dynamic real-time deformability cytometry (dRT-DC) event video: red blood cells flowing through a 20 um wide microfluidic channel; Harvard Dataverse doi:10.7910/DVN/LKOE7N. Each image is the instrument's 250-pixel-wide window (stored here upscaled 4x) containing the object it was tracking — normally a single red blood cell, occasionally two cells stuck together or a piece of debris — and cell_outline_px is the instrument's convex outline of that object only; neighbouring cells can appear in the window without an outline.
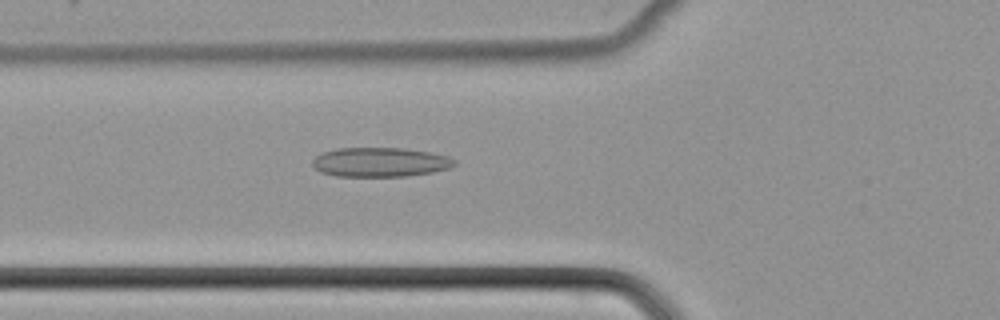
{"species": "common noctule bat (a hibernating species)", "species_latin": "Nyctalus noctula", "temperature_condition": "cold", "stored_images_in_passage": 46, "camera_frame_rate_fps": 3000, "um_per_image_px": 0.085, "animal": {"sex": "female", "body_mass_g": 22.7, "forearm_length_mm": 54.2}, "frame": {"image": 1, "passage_image": 14, "time_ms": 4.333, "image_size_px": [1000, 320], "cell_outline_px": [[456, 164], [448, 168], [432, 172], [404, 176], [336, 176], [320, 172], [312, 164], [312, 160], [316, 156], [324, 152], [336, 148], [404, 148], [428, 152], [448, 156], [456, 160]], "centroid_in_image_um": [32.3, 13.78], "position_along_channel_um": 93.5, "area_um2": 24.16}}
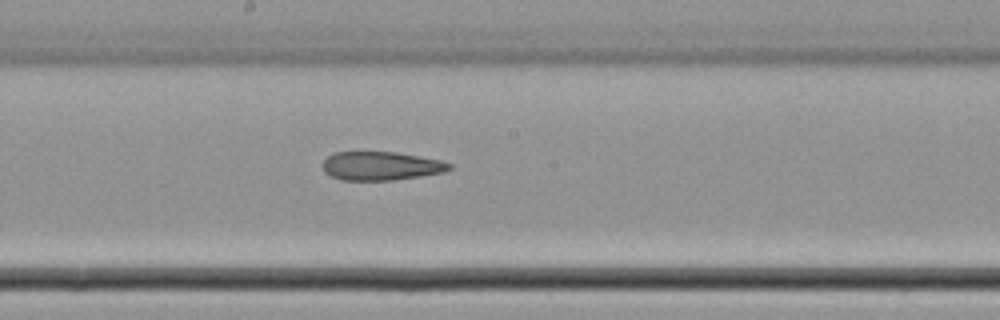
{"frame": {"image": 2, "passage_image": 23, "time_ms": 7.333, "image_size_px": [1000, 320], "cell_outline_px": [[452, 168], [444, 172], [420, 176], [392, 180], [340, 180], [324, 172], [320, 164], [332, 152], [396, 152], [440, 160], [452, 164]], "centroid_in_image_um": [32.34, 14.1], "position_along_channel_um": 215.9, "area_um2": 21.21}}
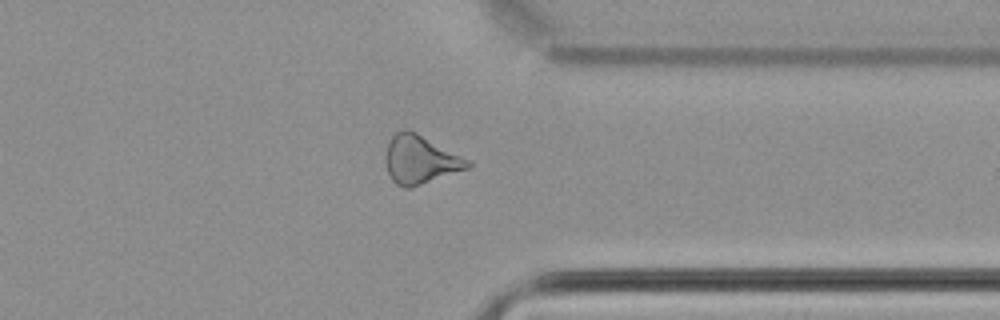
{"frame": {"image": 3, "passage_image": 35, "time_ms": 11.333, "image_size_px": [1000, 320], "cell_outline_px": [[472, 164], [468, 168], [408, 188], [404, 188], [396, 184], [392, 180], [388, 172], [384, 160], [384, 156], [388, 140], [396, 132], [404, 128], [408, 128], [472, 160]], "centroid_in_image_um": [35.7, 13.53], "position_along_channel_um": 375.7, "area_um2": 23.35}}